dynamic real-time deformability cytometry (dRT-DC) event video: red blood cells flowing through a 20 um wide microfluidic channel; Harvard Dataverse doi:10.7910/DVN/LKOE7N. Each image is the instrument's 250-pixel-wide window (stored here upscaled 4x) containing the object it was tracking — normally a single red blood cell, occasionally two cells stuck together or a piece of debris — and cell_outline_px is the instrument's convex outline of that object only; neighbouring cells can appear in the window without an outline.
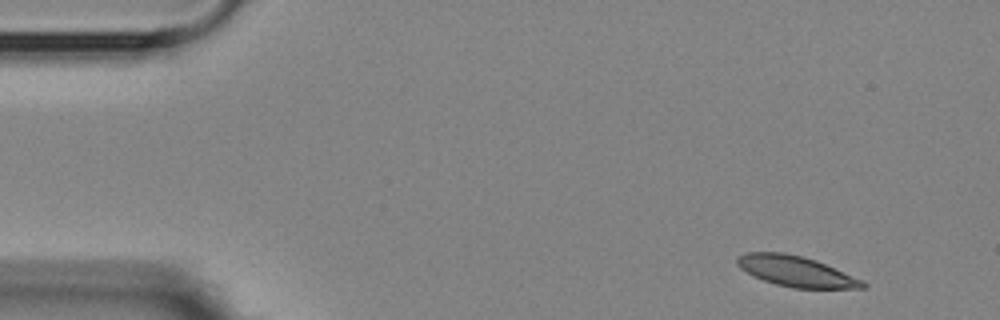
{"species": "Egyptian fruit bat (a non-hibernating species)", "species_latin": "Rousettus aegyptiacus", "temperature_condition": "room temperature", "stored_images_in_passage": 5, "segment_of_instrument_passage": [1, 2], "camera_frame_rate_fps": 3000, "um_per_image_px": 0.085, "animal": {"sex": "female"}, "frame": {"image": 1, "passage_image": 1, "time_ms": 0.0, "image_size_px": [1000, 320], "cell_outline_px": [[868, 288], [792, 288], [776, 284], [764, 280], [740, 268], [736, 264], [736, 260], [740, 256], [748, 252], [784, 252], [804, 256], [816, 260], [860, 280], [868, 284]], "centroid_in_image_um": [67.65, 23.05], "position_along_channel_um": 17.3, "area_um2": 21.96}}
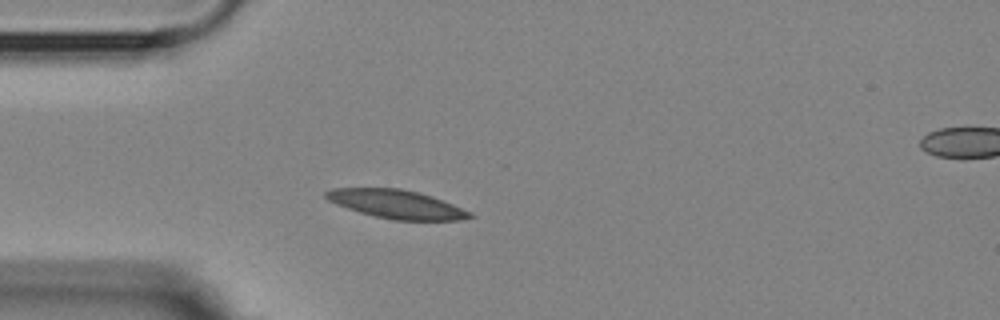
{"frame": {"image": 2, "passage_image": 4, "time_ms": 3.333, "image_size_px": [1000, 320], "cell_outline_px": [[476, 216], [460, 220], [392, 220], [360, 212], [336, 204], [328, 200], [324, 196], [324, 192], [332, 188], [400, 188], [420, 192], [432, 196], [472, 212]], "centroid_in_image_um": [33.71, 17.35], "position_along_channel_um": 51.3, "area_um2": 23.93}}